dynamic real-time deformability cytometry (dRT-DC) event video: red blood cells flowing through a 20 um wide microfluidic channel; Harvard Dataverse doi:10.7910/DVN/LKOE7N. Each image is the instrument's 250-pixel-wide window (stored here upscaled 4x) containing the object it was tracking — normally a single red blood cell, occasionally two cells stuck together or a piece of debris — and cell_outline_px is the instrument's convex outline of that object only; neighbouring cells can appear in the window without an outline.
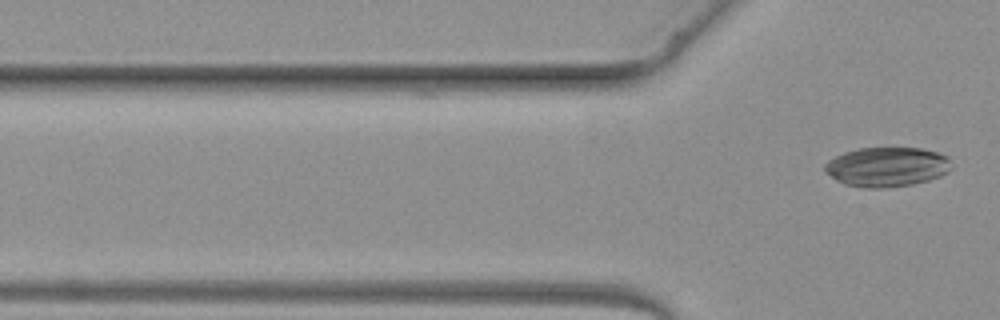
{"species": "common noctule bat (a hibernating species)", "species_latin": "Nyctalus noctula", "temperature_condition": "warm", "stored_images_in_passage": 4, "camera_frame_rate_fps": 3000, "um_per_image_px": 0.085, "animal": {"sex": "female", "body_mass_g": 19.3, "forearm_length_mm": 54.1}, "frame": {"image": 1, "passage_image": 4, "time_ms": 4.0, "image_size_px": [1000, 320], "cell_outline_px": [[952, 168], [948, 172], [940, 176], [928, 180], [912, 184], [884, 188], [864, 188], [844, 184], [836, 180], [824, 172], [824, 164], [828, 160], [844, 152], [860, 148], [920, 148], [936, 152], [948, 156]], "centroid_in_image_um": [75.37, 14.19], "position_along_channel_um": 50.4, "area_um2": 29.3}}